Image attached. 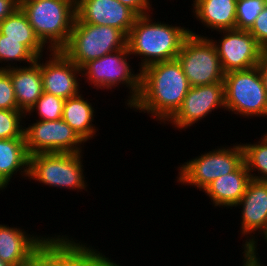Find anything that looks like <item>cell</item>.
I'll return each instance as SVG.
<instances>
[{"instance_id": "cell-1", "label": "cell", "mask_w": 267, "mask_h": 266, "mask_svg": "<svg viewBox=\"0 0 267 266\" xmlns=\"http://www.w3.org/2000/svg\"><path fill=\"white\" fill-rule=\"evenodd\" d=\"M190 87L177 59L150 64L141 70L140 92L130 109L165 124L180 109Z\"/></svg>"}, {"instance_id": "cell-2", "label": "cell", "mask_w": 267, "mask_h": 266, "mask_svg": "<svg viewBox=\"0 0 267 266\" xmlns=\"http://www.w3.org/2000/svg\"><path fill=\"white\" fill-rule=\"evenodd\" d=\"M189 34L186 27L153 22L150 14L141 15L127 35V47L130 55L141 56V71L156 62L175 60Z\"/></svg>"}, {"instance_id": "cell-3", "label": "cell", "mask_w": 267, "mask_h": 266, "mask_svg": "<svg viewBox=\"0 0 267 266\" xmlns=\"http://www.w3.org/2000/svg\"><path fill=\"white\" fill-rule=\"evenodd\" d=\"M19 7L47 50H61L67 44L76 18V0L19 3Z\"/></svg>"}, {"instance_id": "cell-4", "label": "cell", "mask_w": 267, "mask_h": 266, "mask_svg": "<svg viewBox=\"0 0 267 266\" xmlns=\"http://www.w3.org/2000/svg\"><path fill=\"white\" fill-rule=\"evenodd\" d=\"M127 47V35L108 25L74 23L61 51L79 68L91 60Z\"/></svg>"}, {"instance_id": "cell-5", "label": "cell", "mask_w": 267, "mask_h": 266, "mask_svg": "<svg viewBox=\"0 0 267 266\" xmlns=\"http://www.w3.org/2000/svg\"><path fill=\"white\" fill-rule=\"evenodd\" d=\"M82 153H38L29 157V179L49 187L83 190L88 186Z\"/></svg>"}, {"instance_id": "cell-6", "label": "cell", "mask_w": 267, "mask_h": 266, "mask_svg": "<svg viewBox=\"0 0 267 266\" xmlns=\"http://www.w3.org/2000/svg\"><path fill=\"white\" fill-rule=\"evenodd\" d=\"M177 60L191 87L223 82V71L217 49L211 38L189 30Z\"/></svg>"}, {"instance_id": "cell-7", "label": "cell", "mask_w": 267, "mask_h": 266, "mask_svg": "<svg viewBox=\"0 0 267 266\" xmlns=\"http://www.w3.org/2000/svg\"><path fill=\"white\" fill-rule=\"evenodd\" d=\"M223 83L227 111L267 118V96L258 66L226 73Z\"/></svg>"}, {"instance_id": "cell-8", "label": "cell", "mask_w": 267, "mask_h": 266, "mask_svg": "<svg viewBox=\"0 0 267 266\" xmlns=\"http://www.w3.org/2000/svg\"><path fill=\"white\" fill-rule=\"evenodd\" d=\"M244 162L242 144L232 147H220L205 152L178 167L177 183L192 185L200 191L208 187L215 179L234 172Z\"/></svg>"}, {"instance_id": "cell-9", "label": "cell", "mask_w": 267, "mask_h": 266, "mask_svg": "<svg viewBox=\"0 0 267 266\" xmlns=\"http://www.w3.org/2000/svg\"><path fill=\"white\" fill-rule=\"evenodd\" d=\"M128 57H130L128 47L120 49L110 54H106L98 59L91 60L82 68V76L86 82L97 89H110L120 84L126 85L130 89L126 104L128 107L136 101L141 87V71L136 72L131 69ZM134 73V74H133Z\"/></svg>"}, {"instance_id": "cell-10", "label": "cell", "mask_w": 267, "mask_h": 266, "mask_svg": "<svg viewBox=\"0 0 267 266\" xmlns=\"http://www.w3.org/2000/svg\"><path fill=\"white\" fill-rule=\"evenodd\" d=\"M25 145L30 156L38 153H83L85 143L63 120H36L24 127Z\"/></svg>"}, {"instance_id": "cell-11", "label": "cell", "mask_w": 267, "mask_h": 266, "mask_svg": "<svg viewBox=\"0 0 267 266\" xmlns=\"http://www.w3.org/2000/svg\"><path fill=\"white\" fill-rule=\"evenodd\" d=\"M223 38L211 39L226 73L256 67L265 52L248 30H222Z\"/></svg>"}, {"instance_id": "cell-12", "label": "cell", "mask_w": 267, "mask_h": 266, "mask_svg": "<svg viewBox=\"0 0 267 266\" xmlns=\"http://www.w3.org/2000/svg\"><path fill=\"white\" fill-rule=\"evenodd\" d=\"M219 108L225 110L223 82L190 87L180 109L168 122L178 130L186 129Z\"/></svg>"}, {"instance_id": "cell-13", "label": "cell", "mask_w": 267, "mask_h": 266, "mask_svg": "<svg viewBox=\"0 0 267 266\" xmlns=\"http://www.w3.org/2000/svg\"><path fill=\"white\" fill-rule=\"evenodd\" d=\"M238 206H242L240 232L242 236H250H247L244 245L242 244L243 250L257 252L258 241L251 234L258 231L263 235L267 230V182L251 179L235 208Z\"/></svg>"}, {"instance_id": "cell-14", "label": "cell", "mask_w": 267, "mask_h": 266, "mask_svg": "<svg viewBox=\"0 0 267 266\" xmlns=\"http://www.w3.org/2000/svg\"><path fill=\"white\" fill-rule=\"evenodd\" d=\"M48 52L50 53L49 60L47 59L45 64L40 61L44 92L63 99L79 95L81 87H79L78 76H82L81 68L61 50Z\"/></svg>"}, {"instance_id": "cell-15", "label": "cell", "mask_w": 267, "mask_h": 266, "mask_svg": "<svg viewBox=\"0 0 267 266\" xmlns=\"http://www.w3.org/2000/svg\"><path fill=\"white\" fill-rule=\"evenodd\" d=\"M138 15L118 0H76L74 23L108 25L128 35Z\"/></svg>"}, {"instance_id": "cell-16", "label": "cell", "mask_w": 267, "mask_h": 266, "mask_svg": "<svg viewBox=\"0 0 267 266\" xmlns=\"http://www.w3.org/2000/svg\"><path fill=\"white\" fill-rule=\"evenodd\" d=\"M46 238L0 224V259L11 266H28L35 250Z\"/></svg>"}, {"instance_id": "cell-17", "label": "cell", "mask_w": 267, "mask_h": 266, "mask_svg": "<svg viewBox=\"0 0 267 266\" xmlns=\"http://www.w3.org/2000/svg\"><path fill=\"white\" fill-rule=\"evenodd\" d=\"M42 57H38L35 62L27 66L18 67L16 62L15 67L6 69L13 83L18 109L25 114L44 92L40 67Z\"/></svg>"}, {"instance_id": "cell-18", "label": "cell", "mask_w": 267, "mask_h": 266, "mask_svg": "<svg viewBox=\"0 0 267 266\" xmlns=\"http://www.w3.org/2000/svg\"><path fill=\"white\" fill-rule=\"evenodd\" d=\"M251 180L245 162L234 172L215 179L203 192L208 195L214 207H235L245 194Z\"/></svg>"}, {"instance_id": "cell-19", "label": "cell", "mask_w": 267, "mask_h": 266, "mask_svg": "<svg viewBox=\"0 0 267 266\" xmlns=\"http://www.w3.org/2000/svg\"><path fill=\"white\" fill-rule=\"evenodd\" d=\"M193 13L199 22L211 29H236L237 0H194ZM213 29V30H212Z\"/></svg>"}, {"instance_id": "cell-20", "label": "cell", "mask_w": 267, "mask_h": 266, "mask_svg": "<svg viewBox=\"0 0 267 266\" xmlns=\"http://www.w3.org/2000/svg\"><path fill=\"white\" fill-rule=\"evenodd\" d=\"M29 157L24 138L0 139V190L6 189L18 171L28 177Z\"/></svg>"}, {"instance_id": "cell-21", "label": "cell", "mask_w": 267, "mask_h": 266, "mask_svg": "<svg viewBox=\"0 0 267 266\" xmlns=\"http://www.w3.org/2000/svg\"><path fill=\"white\" fill-rule=\"evenodd\" d=\"M82 95L80 93L75 97L65 99L62 119L86 142L96 135L98 129L92 123L95 109L92 103L87 99L84 100Z\"/></svg>"}, {"instance_id": "cell-22", "label": "cell", "mask_w": 267, "mask_h": 266, "mask_svg": "<svg viewBox=\"0 0 267 266\" xmlns=\"http://www.w3.org/2000/svg\"><path fill=\"white\" fill-rule=\"evenodd\" d=\"M0 34L5 35V39L21 40L37 58L43 56L46 49L20 7L0 23Z\"/></svg>"}, {"instance_id": "cell-23", "label": "cell", "mask_w": 267, "mask_h": 266, "mask_svg": "<svg viewBox=\"0 0 267 266\" xmlns=\"http://www.w3.org/2000/svg\"><path fill=\"white\" fill-rule=\"evenodd\" d=\"M65 235V266H117L114 261L106 257L94 246H87L81 242L67 238ZM77 242V243H76Z\"/></svg>"}, {"instance_id": "cell-24", "label": "cell", "mask_w": 267, "mask_h": 266, "mask_svg": "<svg viewBox=\"0 0 267 266\" xmlns=\"http://www.w3.org/2000/svg\"><path fill=\"white\" fill-rule=\"evenodd\" d=\"M28 266H65L64 235L48 236L35 250Z\"/></svg>"}, {"instance_id": "cell-25", "label": "cell", "mask_w": 267, "mask_h": 266, "mask_svg": "<svg viewBox=\"0 0 267 266\" xmlns=\"http://www.w3.org/2000/svg\"><path fill=\"white\" fill-rule=\"evenodd\" d=\"M244 162L251 179L267 182V133L254 144H243ZM254 171L258 172L253 174ZM260 172V173H259Z\"/></svg>"}, {"instance_id": "cell-26", "label": "cell", "mask_w": 267, "mask_h": 266, "mask_svg": "<svg viewBox=\"0 0 267 266\" xmlns=\"http://www.w3.org/2000/svg\"><path fill=\"white\" fill-rule=\"evenodd\" d=\"M36 60L37 57L21 43V40L5 39V35L0 34V63L8 62L7 64H9L3 67L1 66L0 69L15 67L13 64L16 61L20 63L24 61L23 64L27 62L29 65Z\"/></svg>"}, {"instance_id": "cell-27", "label": "cell", "mask_w": 267, "mask_h": 266, "mask_svg": "<svg viewBox=\"0 0 267 266\" xmlns=\"http://www.w3.org/2000/svg\"><path fill=\"white\" fill-rule=\"evenodd\" d=\"M65 99L43 92L37 102L29 109L26 115L38 114L39 120L56 121L62 119Z\"/></svg>"}, {"instance_id": "cell-28", "label": "cell", "mask_w": 267, "mask_h": 266, "mask_svg": "<svg viewBox=\"0 0 267 266\" xmlns=\"http://www.w3.org/2000/svg\"><path fill=\"white\" fill-rule=\"evenodd\" d=\"M25 117L21 110L0 109V139L24 138Z\"/></svg>"}, {"instance_id": "cell-29", "label": "cell", "mask_w": 267, "mask_h": 266, "mask_svg": "<svg viewBox=\"0 0 267 266\" xmlns=\"http://www.w3.org/2000/svg\"><path fill=\"white\" fill-rule=\"evenodd\" d=\"M266 3L267 0H237L236 29L249 30Z\"/></svg>"}, {"instance_id": "cell-30", "label": "cell", "mask_w": 267, "mask_h": 266, "mask_svg": "<svg viewBox=\"0 0 267 266\" xmlns=\"http://www.w3.org/2000/svg\"><path fill=\"white\" fill-rule=\"evenodd\" d=\"M0 109L19 110L13 83L6 69H0Z\"/></svg>"}, {"instance_id": "cell-31", "label": "cell", "mask_w": 267, "mask_h": 266, "mask_svg": "<svg viewBox=\"0 0 267 266\" xmlns=\"http://www.w3.org/2000/svg\"><path fill=\"white\" fill-rule=\"evenodd\" d=\"M248 31L257 43L267 51V3Z\"/></svg>"}, {"instance_id": "cell-32", "label": "cell", "mask_w": 267, "mask_h": 266, "mask_svg": "<svg viewBox=\"0 0 267 266\" xmlns=\"http://www.w3.org/2000/svg\"><path fill=\"white\" fill-rule=\"evenodd\" d=\"M123 5H126L132 9L138 16L146 15L150 13V0H118Z\"/></svg>"}, {"instance_id": "cell-33", "label": "cell", "mask_w": 267, "mask_h": 266, "mask_svg": "<svg viewBox=\"0 0 267 266\" xmlns=\"http://www.w3.org/2000/svg\"><path fill=\"white\" fill-rule=\"evenodd\" d=\"M18 8L19 0H0V23Z\"/></svg>"}, {"instance_id": "cell-34", "label": "cell", "mask_w": 267, "mask_h": 266, "mask_svg": "<svg viewBox=\"0 0 267 266\" xmlns=\"http://www.w3.org/2000/svg\"><path fill=\"white\" fill-rule=\"evenodd\" d=\"M242 254L244 257L242 266H264L261 264L260 258L258 257V252L256 253L250 252L249 250H244Z\"/></svg>"}, {"instance_id": "cell-35", "label": "cell", "mask_w": 267, "mask_h": 266, "mask_svg": "<svg viewBox=\"0 0 267 266\" xmlns=\"http://www.w3.org/2000/svg\"><path fill=\"white\" fill-rule=\"evenodd\" d=\"M257 66L260 71V75L262 77L264 89L267 96V51L263 53L261 60Z\"/></svg>"}, {"instance_id": "cell-36", "label": "cell", "mask_w": 267, "mask_h": 266, "mask_svg": "<svg viewBox=\"0 0 267 266\" xmlns=\"http://www.w3.org/2000/svg\"><path fill=\"white\" fill-rule=\"evenodd\" d=\"M45 0H19V3H34V2H41Z\"/></svg>"}, {"instance_id": "cell-37", "label": "cell", "mask_w": 267, "mask_h": 266, "mask_svg": "<svg viewBox=\"0 0 267 266\" xmlns=\"http://www.w3.org/2000/svg\"><path fill=\"white\" fill-rule=\"evenodd\" d=\"M0 266H11V265H9L8 263H6L0 259Z\"/></svg>"}, {"instance_id": "cell-38", "label": "cell", "mask_w": 267, "mask_h": 266, "mask_svg": "<svg viewBox=\"0 0 267 266\" xmlns=\"http://www.w3.org/2000/svg\"><path fill=\"white\" fill-rule=\"evenodd\" d=\"M263 236H264V239H266L265 241L267 242V230H266V232L263 234Z\"/></svg>"}]
</instances>
